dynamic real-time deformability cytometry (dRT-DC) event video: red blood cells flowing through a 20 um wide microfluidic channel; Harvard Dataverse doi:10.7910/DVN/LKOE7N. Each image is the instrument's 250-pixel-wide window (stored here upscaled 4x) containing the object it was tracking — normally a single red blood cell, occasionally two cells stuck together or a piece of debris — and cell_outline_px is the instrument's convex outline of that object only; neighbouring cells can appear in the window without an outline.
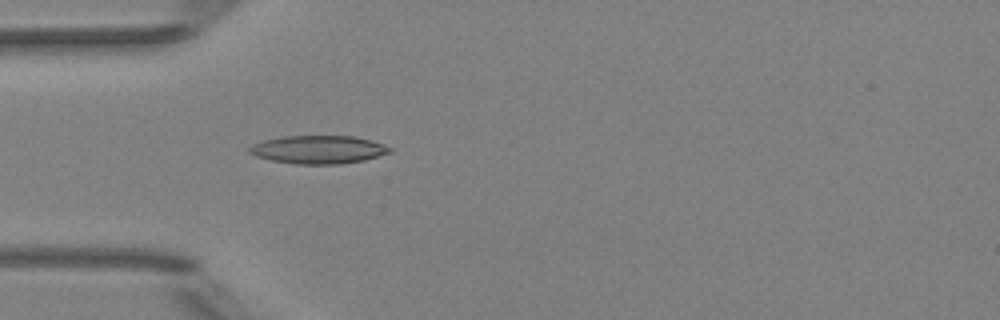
{"species": "Egyptian fruit bat (a non-hibernating species)", "species_latin": "Rousettus aegyptiacus", "temperature_condition": "room temperature", "stored_images_in_passage": 4, "camera_frame_rate_fps": 3000, "um_per_image_px": 0.085, "animal": {"sex": "female"}, "frame": {"image": 1, "passage_image": 4, "time_ms": 4.333, "image_size_px": [1000, 320], "cell_outline_px": [[392, 152], [364, 160], [340, 164], [296, 164], [272, 160], [256, 156], [248, 152], [248, 148], [252, 144], [264, 140], [284, 136], [352, 136], [384, 144], [392, 148]], "centroid_in_image_um": [27.06, 12.71], "position_along_channel_um": 57.9, "area_um2": 22.95}}